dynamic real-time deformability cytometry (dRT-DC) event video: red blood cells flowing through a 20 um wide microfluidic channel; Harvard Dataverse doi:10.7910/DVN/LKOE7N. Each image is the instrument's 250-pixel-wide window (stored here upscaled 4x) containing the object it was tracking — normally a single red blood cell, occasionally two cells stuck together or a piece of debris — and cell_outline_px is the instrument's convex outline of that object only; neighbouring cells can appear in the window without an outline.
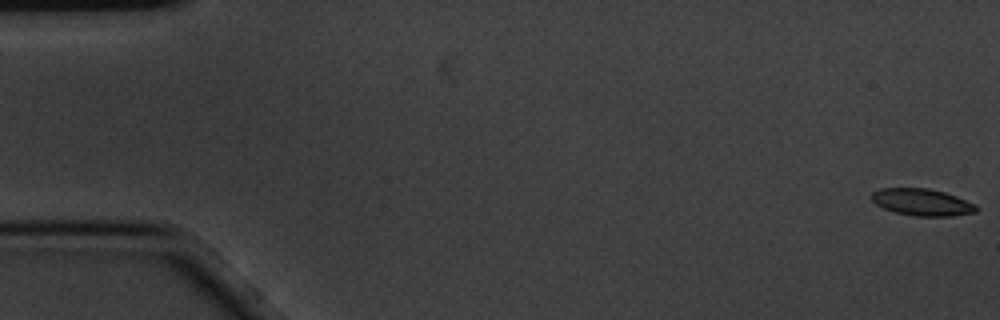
{"species": "common noctule bat (a hibernating species)", "species_latin": "Nyctalus noctula", "temperature_condition": "cold", "stored_images_in_passage": 5, "camera_frame_rate_fps": 3000, "um_per_image_px": 0.085, "animal": {"sex": "male", "body_mass_g": 20.1, "forearm_length_mm": 53.5}, "frame": {"image": 1, "passage_image": 1, "time_ms": 0.0, "image_size_px": [1000, 320], "cell_outline_px": [[980, 208], [976, 212], [952, 216], [916, 216], [896, 212], [884, 208], [876, 204], [868, 196], [872, 192], [880, 188], [928, 188], [944, 192], [956, 196], [976, 204]], "centroid_in_image_um": [78.38, 17.18], "position_along_channel_um": 6.6, "area_um2": 16.53}}
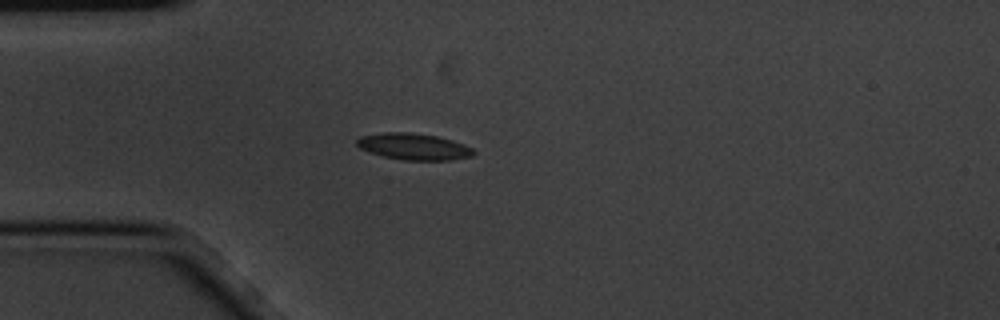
{"frame": {"image": 2, "passage_image": 5, "time_ms": 1.333, "image_size_px": [1000, 320], "cell_outline_px": [[476, 152], [472, 156], [448, 160], [404, 160], [384, 156], [368, 152], [360, 148], [356, 144], [356, 140], [360, 136], [384, 132], [412, 132], [436, 136], [452, 140], [464, 144], [472, 148]], "centroid_in_image_um": [35.15, 12.45], "position_along_channel_um": 49.8, "area_um2": 18.03}}